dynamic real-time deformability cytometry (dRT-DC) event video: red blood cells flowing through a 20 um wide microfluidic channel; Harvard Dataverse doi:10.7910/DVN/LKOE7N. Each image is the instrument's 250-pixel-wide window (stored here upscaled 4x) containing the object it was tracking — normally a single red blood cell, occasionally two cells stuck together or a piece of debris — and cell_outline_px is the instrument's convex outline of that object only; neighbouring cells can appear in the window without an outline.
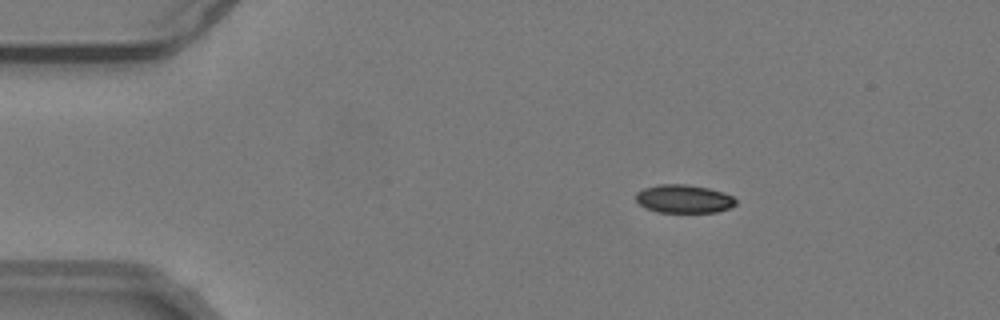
{"species": "common noctule bat (a hibernating species)", "species_latin": "Nyctalus noctula", "temperature_condition": "warm", "stored_images_in_passage": 55, "camera_frame_rate_fps": 3000, "um_per_image_px": 0.085, "animal": {"sex": "male", "body_mass_g": 19.2, "forearm_length_mm": 51.8}, "frame": {"image": 1, "passage_image": 10, "time_ms": 3.0, "image_size_px": [1000, 320], "cell_outline_px": [[736, 204], [728, 208], [716, 212], [656, 212], [644, 208], [636, 200], [636, 192], [644, 188], [660, 184], [684, 184], [708, 188], [732, 196], [736, 200]], "centroid_in_image_um": [58.08, 16.91], "position_along_channel_um": 26.9, "area_um2": 16.36}}
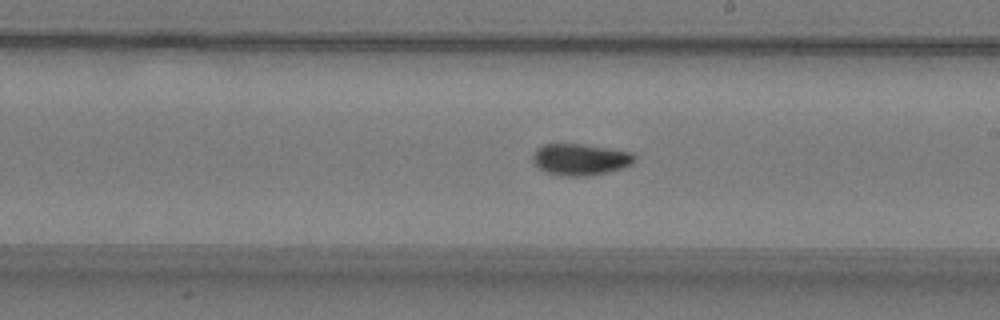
{"frame": {"image": 2, "passage_image": 32, "time_ms": 10.333, "image_size_px": [1000, 320], "cell_outline_px": [[636, 160], [632, 164], [624, 168], [608, 172], [584, 176], [564, 176], [544, 172], [532, 160], [532, 156], [536, 148], [544, 144], [584, 144], [632, 152], [636, 156]], "centroid_in_image_um": [49.34, 13.55], "position_along_channel_um": 239.7, "area_um2": 18.84}}
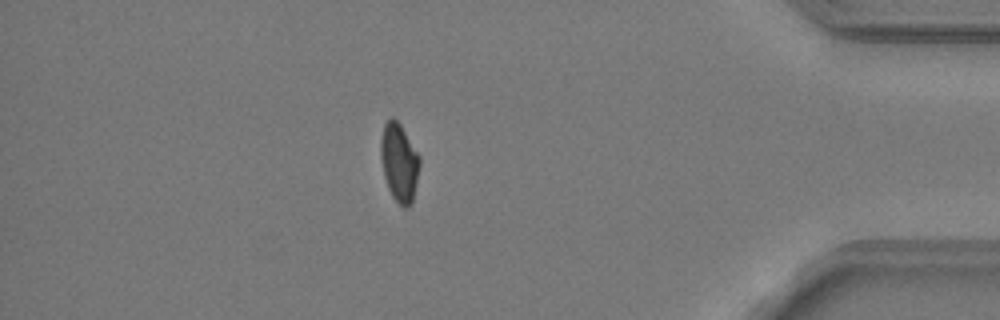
{"frame": {"image": 3, "passage_image": 48, "time_ms": 15.667, "image_size_px": [1000, 320], "cell_outline_px": [[420, 164], [412, 204], [408, 208], [404, 208], [392, 196], [388, 188], [384, 176], [380, 156], [380, 140], [384, 124], [392, 116], [400, 124], [420, 156]], "centroid_in_image_um": [33.93, 13.81], "position_along_channel_um": 401.3, "area_um2": 17.8}, "authors_computed_cell_mechanics": {"area_um2": 17.8602, "velocity_mm_per_s": 3.8178, "shape_relaxation_time_tau1_ms": 8.0748, "shape_relaxation_time_tau2_ms": 1.5994, "deformation_change_tau1": 0.1861, "deformation_change_tau2": 0.0588}}